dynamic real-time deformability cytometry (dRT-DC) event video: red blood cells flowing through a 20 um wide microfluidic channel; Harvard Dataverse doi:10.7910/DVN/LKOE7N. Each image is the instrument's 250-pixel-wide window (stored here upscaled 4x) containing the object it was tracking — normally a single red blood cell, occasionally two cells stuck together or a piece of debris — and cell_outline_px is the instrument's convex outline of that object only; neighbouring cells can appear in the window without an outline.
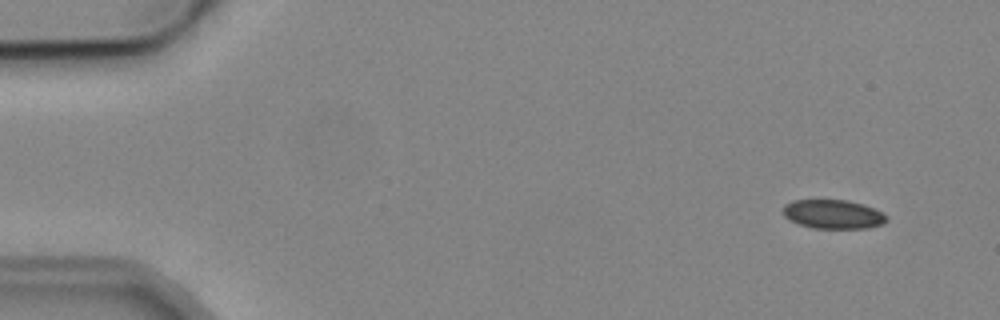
{"species": "common noctule bat (a hibernating species)", "species_latin": "Nyctalus noctula", "temperature_condition": "cold", "stored_images_in_passage": 8, "camera_frame_rate_fps": 3000, "um_per_image_px": 0.085, "animal": {"sex": "male", "body_mass_g": 19.2, "forearm_length_mm": 51.8}, "frame": {"image": 1, "passage_image": 1, "time_ms": 0.0, "image_size_px": [1000, 320], "cell_outline_px": [[888, 220], [884, 224], [868, 228], [812, 228], [788, 220], [784, 216], [784, 204], [792, 200], [848, 200], [872, 208], [888, 216]], "centroid_in_image_um": [70.81, 18.21], "position_along_channel_um": 14.2, "area_um2": 17.46}}
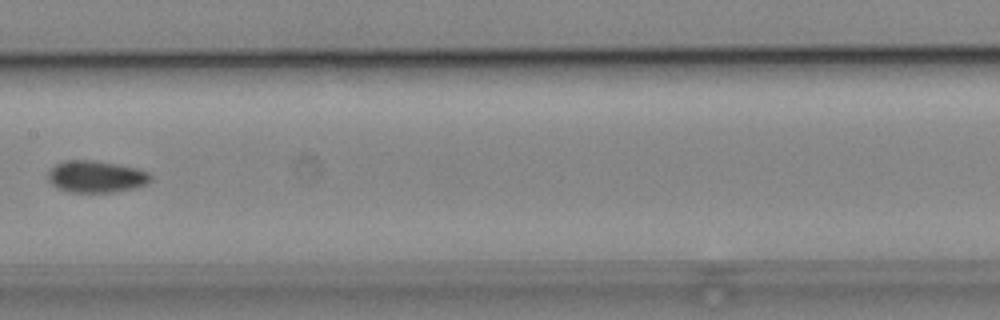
{"frame": {"image": 2, "passage_image": 7, "time_ms": 8.0, "image_size_px": [1000, 320], "cell_outline_px": [[152, 180], [148, 184], [136, 188], [112, 192], [68, 192], [56, 188], [48, 180], [48, 172], [56, 164], [64, 160], [92, 160], [120, 164], [136, 168], [148, 172], [152, 176]], "centroid_in_image_um": [8.19, 15.01], "position_along_channel_um": 199.2, "area_um2": 19.31}}
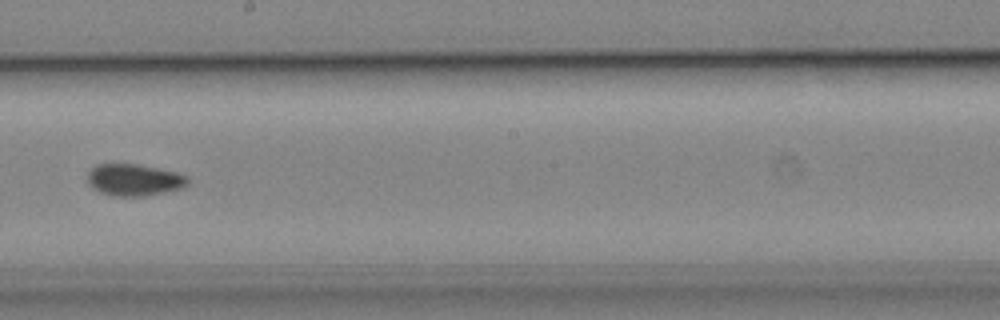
{"frame": {"image": 3, "passage_image": 8, "time_ms": 9.0, "image_size_px": [1000, 320], "cell_outline_px": [[188, 184], [180, 188], [164, 192], [144, 196], [112, 196], [100, 192], [92, 188], [88, 184], [88, 172], [96, 164], [136, 164], [176, 172], [188, 176]], "centroid_in_image_um": [11.37, 15.29], "position_along_channel_um": 236.8, "area_um2": 18.5}}